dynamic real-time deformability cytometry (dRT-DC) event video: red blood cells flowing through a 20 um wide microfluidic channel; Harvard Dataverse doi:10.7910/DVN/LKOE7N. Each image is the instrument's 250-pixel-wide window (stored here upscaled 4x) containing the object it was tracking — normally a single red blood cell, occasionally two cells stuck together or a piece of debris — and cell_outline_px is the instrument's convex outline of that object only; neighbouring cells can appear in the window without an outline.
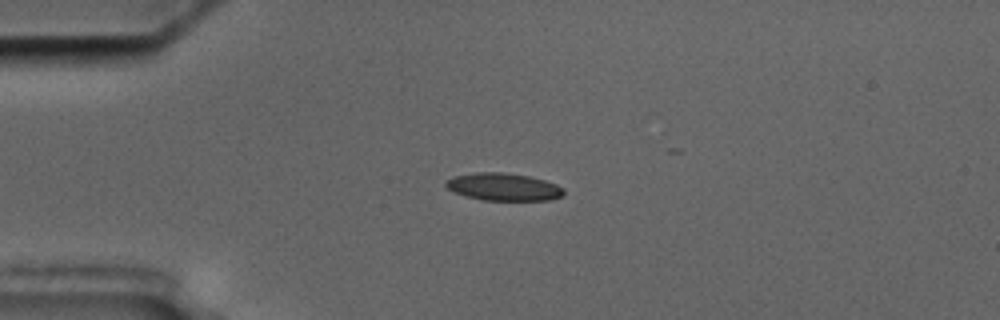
{"species": "common noctule bat (a hibernating species)", "species_latin": "Nyctalus noctula", "temperature_condition": "cold", "stored_images_in_passage": 24, "camera_frame_rate_fps": 3000, "um_per_image_px": 0.085, "animal": {"sex": "male", "body_mass_g": 17.5, "forearm_length_mm": 52.3}, "frame": {"image": 1, "passage_image": 14, "time_ms": 4.333, "image_size_px": [1000, 320], "cell_outline_px": [[564, 196], [552, 200], [484, 200], [468, 196], [456, 192], [448, 188], [444, 184], [444, 180], [452, 176], [476, 172], [504, 172], [528, 176], [544, 180], [556, 184], [564, 188]], "centroid_in_image_um": [42.81, 15.88], "position_along_channel_um": 42.2, "area_um2": 18.96}}